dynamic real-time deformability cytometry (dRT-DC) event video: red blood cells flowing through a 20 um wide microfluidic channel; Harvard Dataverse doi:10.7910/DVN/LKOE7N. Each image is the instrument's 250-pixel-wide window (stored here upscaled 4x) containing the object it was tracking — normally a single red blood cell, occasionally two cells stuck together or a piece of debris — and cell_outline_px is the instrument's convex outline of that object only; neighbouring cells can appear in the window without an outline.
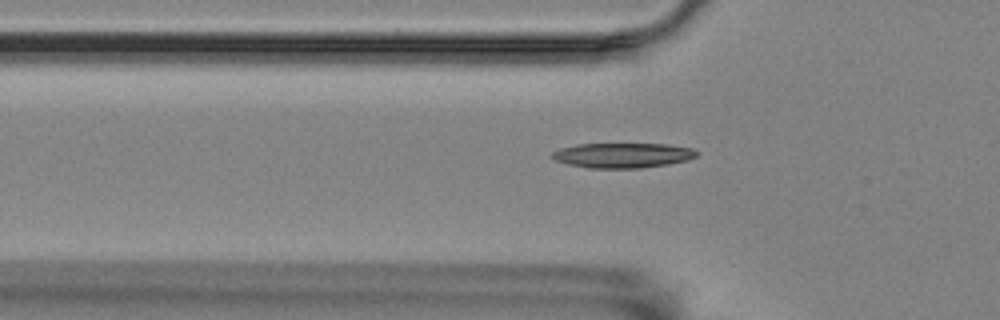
{"species": "Egyptian fruit bat (a non-hibernating species)", "species_latin": "Rousettus aegyptiacus", "temperature_condition": "room temperature", "stored_images_in_passage": 47, "camera_frame_rate_fps": 3000, "um_per_image_px": 0.085, "animal": {"sex": "female"}, "frame": {"image": 1, "passage_image": 9, "time_ms": 2.667, "image_size_px": [1000, 320], "cell_outline_px": [[696, 156], [688, 160], [668, 164], [640, 168], [588, 168], [568, 164], [556, 160], [552, 156], [552, 152], [560, 148], [576, 144], [668, 144], [692, 148], [696, 152]], "centroid_in_image_um": [52.92, 13.2], "position_along_channel_um": 72.9, "area_um2": 20.92}}
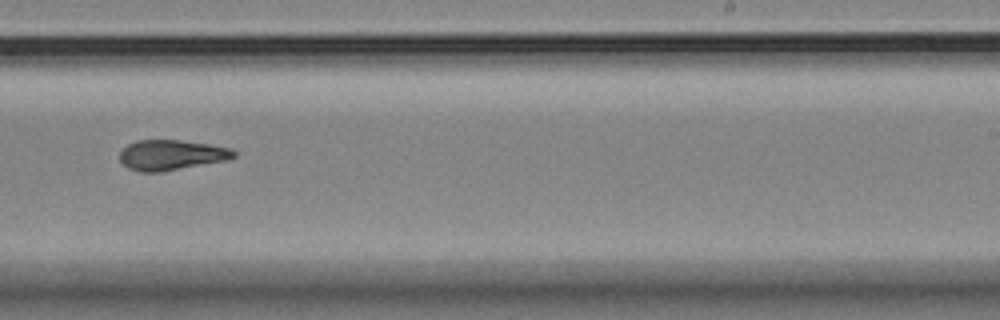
{"frame": {"image": 2, "passage_image": 26, "time_ms": 8.333, "image_size_px": [1000, 320], "cell_outline_px": [[236, 156], [228, 160], [160, 172], [140, 172], [128, 168], [120, 160], [120, 152], [128, 144], [136, 140], [180, 140], [208, 144], [232, 148], [236, 152]], "centroid_in_image_um": [14.58, 13.17], "position_along_channel_um": 274.4, "area_um2": 20.11}}
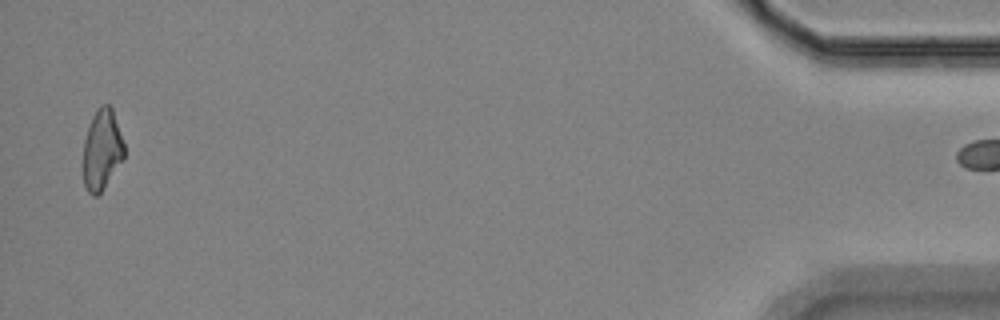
{"frame": {"image": 3, "passage_image": 46, "time_ms": 15.0, "image_size_px": [1000, 320], "cell_outline_px": [[124, 160], [100, 192], [96, 196], [92, 196], [88, 192], [84, 184], [84, 140], [92, 116], [96, 108], [100, 104], [108, 104], [112, 108], [124, 144]], "centroid_in_image_um": [8.67, 12.71], "position_along_channel_um": 426.5, "area_um2": 19.13}}